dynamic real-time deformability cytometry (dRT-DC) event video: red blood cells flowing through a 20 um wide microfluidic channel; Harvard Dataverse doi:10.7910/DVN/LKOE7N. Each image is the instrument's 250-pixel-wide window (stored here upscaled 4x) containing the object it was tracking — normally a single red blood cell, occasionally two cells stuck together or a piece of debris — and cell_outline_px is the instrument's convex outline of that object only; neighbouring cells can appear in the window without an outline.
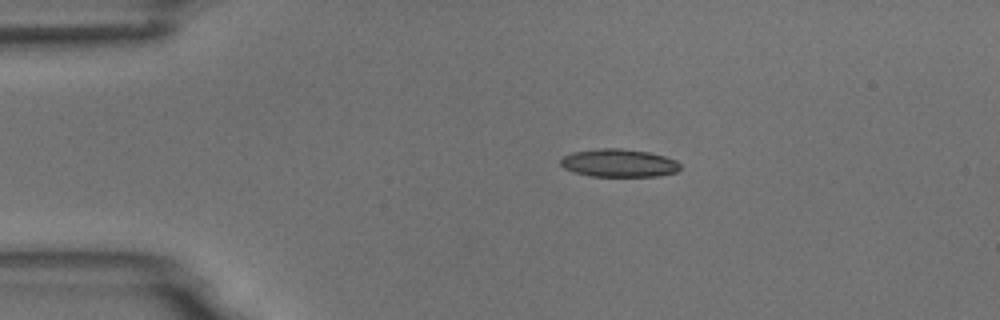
{"species": "common noctule bat (a hibernating species)", "species_latin": "Nyctalus noctula", "temperature_condition": "room temperature", "stored_images_in_passage": 5, "camera_frame_rate_fps": 3000, "um_per_image_px": 0.085, "animal": {"sex": "male", "body_mass_g": 18.8}, "frame": {"image": 1, "passage_image": 1, "time_ms": 0.0, "image_size_px": [1000, 320], "cell_outline_px": [[680, 168], [676, 172], [656, 176], [592, 176], [576, 172], [564, 168], [560, 164], [560, 160], [564, 156], [572, 152], [600, 148], [620, 148], [648, 152], [664, 156], [676, 160], [680, 164]], "centroid_in_image_um": [52.6, 13.85], "position_along_channel_um": 32.4, "area_um2": 19.36}}
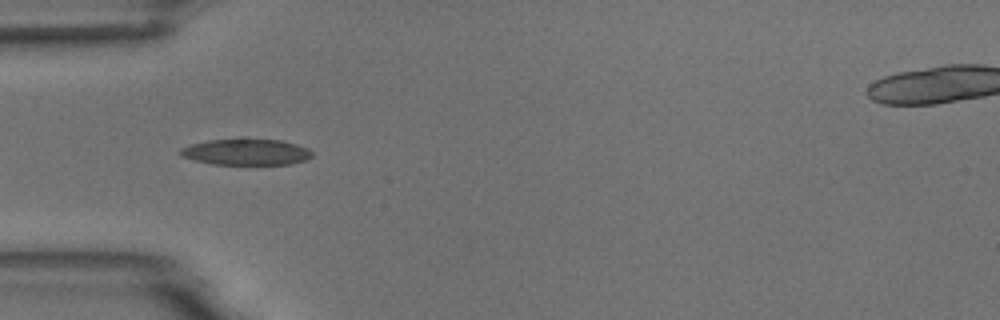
{"frame": {"image": 2, "passage_image": 3, "time_ms": 2.0, "image_size_px": [1000, 320], "cell_outline_px": [[312, 156], [308, 160], [292, 164], [212, 164], [196, 160], [184, 156], [180, 152], [180, 148], [192, 144], [208, 140], [240, 136], [244, 136], [280, 140], [296, 144], [308, 148], [312, 152]], "centroid_in_image_um": [20.97, 12.87], "position_along_channel_um": 64.0, "area_um2": 20.75}}